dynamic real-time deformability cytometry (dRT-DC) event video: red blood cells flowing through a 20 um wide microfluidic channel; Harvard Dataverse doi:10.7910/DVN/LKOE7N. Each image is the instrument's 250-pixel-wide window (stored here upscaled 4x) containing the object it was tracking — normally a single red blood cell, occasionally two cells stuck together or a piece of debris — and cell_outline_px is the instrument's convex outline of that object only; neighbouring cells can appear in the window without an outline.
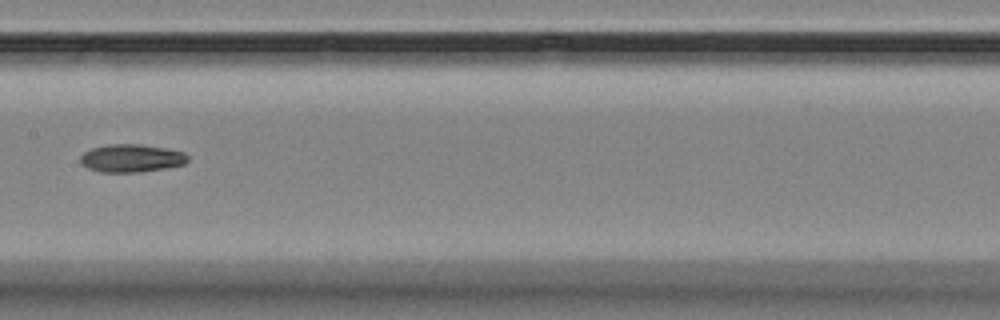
{"species": "Egyptian fruit bat (a non-hibernating species)", "species_latin": "Rousettus aegyptiacus", "temperature_condition": "room temperature", "stored_images_in_passage": 10, "camera_frame_rate_fps": 3000, "um_per_image_px": 0.085, "animal": {"sex": "female"}, "frame": {"image": 1, "passage_image": 9, "time_ms": 9.333, "image_size_px": [1000, 320], "cell_outline_px": [[188, 160], [184, 164], [164, 168], [140, 172], [100, 172], [88, 168], [80, 164], [80, 156], [84, 152], [92, 148], [108, 144], [140, 144], [164, 148], [184, 152], [188, 156]], "centroid_in_image_um": [11.14, 13.45], "position_along_channel_um": 196.3, "area_um2": 17.46}}
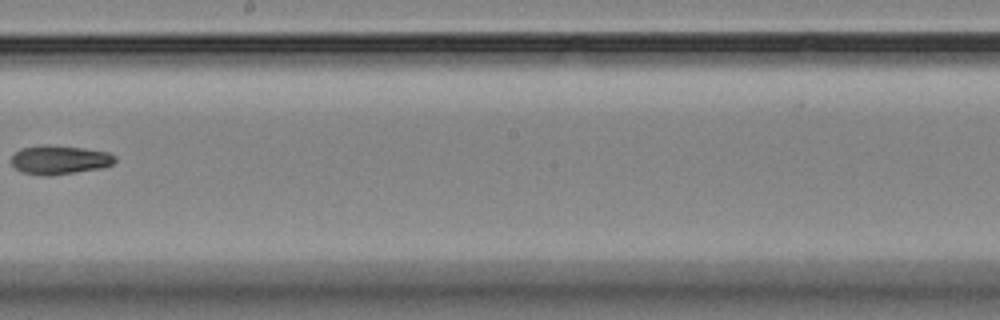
{"frame": {"image": 2, "passage_image": 10, "time_ms": 10.667, "image_size_px": [1000, 320], "cell_outline_px": [[116, 160], [112, 164], [104, 168], [48, 176], [44, 176], [24, 172], [16, 168], [12, 164], [12, 156], [20, 148], [40, 144], [48, 144], [84, 148], [108, 152], [116, 156]], "centroid_in_image_um": [5.08, 13.57], "position_along_channel_um": 243.1, "area_um2": 17.63}}